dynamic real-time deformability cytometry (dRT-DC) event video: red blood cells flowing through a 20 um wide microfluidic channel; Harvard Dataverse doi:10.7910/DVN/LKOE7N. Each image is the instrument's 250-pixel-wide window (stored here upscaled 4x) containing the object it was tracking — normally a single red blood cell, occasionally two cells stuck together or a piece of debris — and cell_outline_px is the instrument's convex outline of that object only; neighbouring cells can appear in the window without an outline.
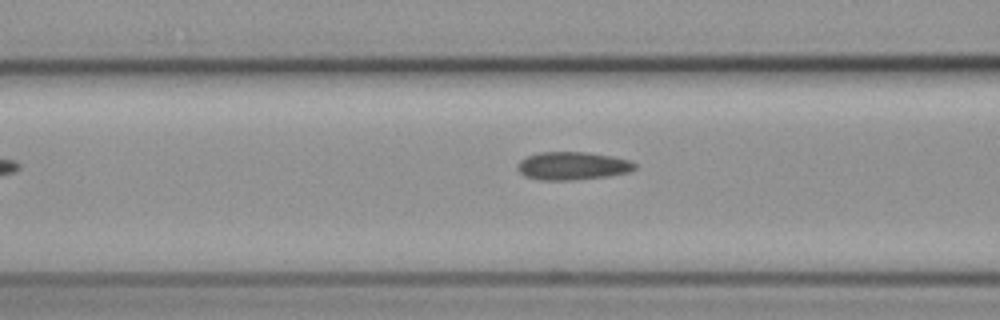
{"species": "common noctule bat (a hibernating species)", "species_latin": "Nyctalus noctula", "temperature_condition": "cold", "stored_images_in_passage": 7, "camera_frame_rate_fps": 3000, "um_per_image_px": 0.085, "animal": {"sex": "female", "body_mass_g": 19.3, "forearm_length_mm": 54.1}, "frame": {"image": 1, "passage_image": 5, "time_ms": 1.333, "image_size_px": [1000, 320], "cell_outline_px": [[636, 168], [628, 172], [608, 176], [576, 180], [540, 180], [524, 176], [516, 168], [516, 164], [520, 160], [528, 156], [540, 152], [588, 152], [612, 156], [628, 160], [636, 164]], "centroid_in_image_um": [48.64, 14.1], "position_along_channel_um": 118.0, "area_um2": 19.25}}